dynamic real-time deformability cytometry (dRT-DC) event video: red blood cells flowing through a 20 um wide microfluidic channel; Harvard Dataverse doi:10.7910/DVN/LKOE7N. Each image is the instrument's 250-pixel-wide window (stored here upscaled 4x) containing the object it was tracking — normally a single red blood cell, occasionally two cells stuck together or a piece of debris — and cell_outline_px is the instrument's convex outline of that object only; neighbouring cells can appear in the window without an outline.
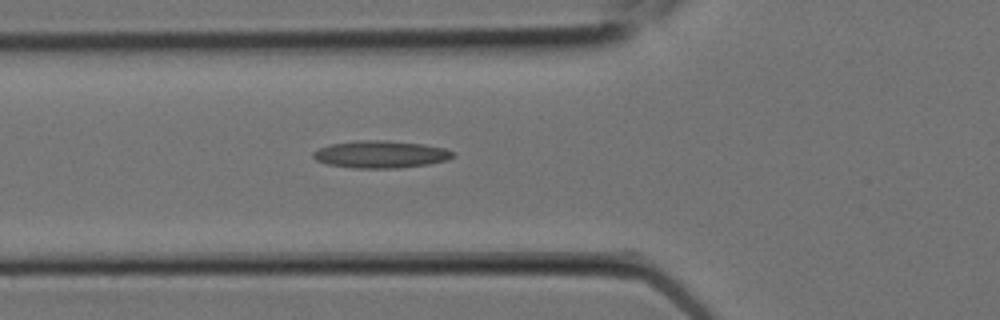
{"species": "Egyptian fruit bat (a non-hibernating species)", "species_latin": "Rousettus aegyptiacus", "temperature_condition": "room temperature", "stored_images_in_passage": 5, "camera_frame_rate_fps": 3000, "um_per_image_px": 0.085, "animal": {"sex": "female"}, "frame": {"image": 1, "passage_image": 5, "time_ms": 1.333, "image_size_px": [1000, 320], "cell_outline_px": [[456, 156], [448, 160], [428, 164], [400, 168], [352, 168], [328, 164], [316, 160], [312, 156], [312, 152], [320, 148], [332, 144], [356, 140], [384, 140], [424, 144], [444, 148], [456, 152]], "centroid_in_image_um": [32.4, 13.12], "position_along_channel_um": 93.4, "area_um2": 22.37}}